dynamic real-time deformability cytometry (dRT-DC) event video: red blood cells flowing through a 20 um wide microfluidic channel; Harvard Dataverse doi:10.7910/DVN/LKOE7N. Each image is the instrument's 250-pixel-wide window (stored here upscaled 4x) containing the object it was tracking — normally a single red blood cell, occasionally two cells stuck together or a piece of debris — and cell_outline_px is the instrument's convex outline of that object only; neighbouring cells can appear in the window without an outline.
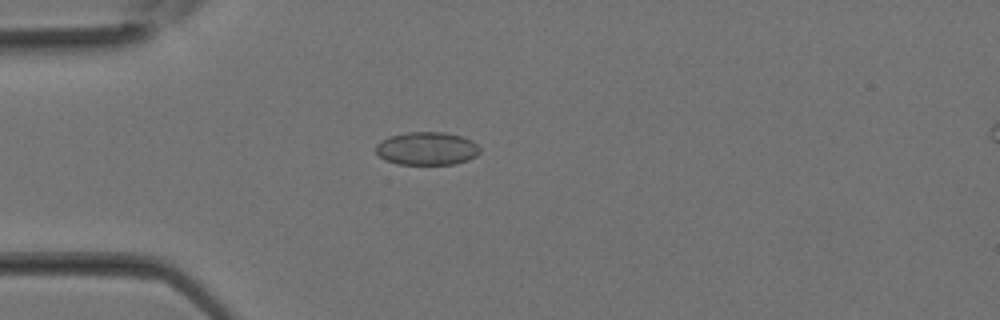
{"species": "Egyptian fruit bat (a non-hibernating species)", "species_latin": "Rousettus aegyptiacus", "temperature_condition": "room temperature", "stored_images_in_passage": 12, "camera_frame_rate_fps": 3000, "um_per_image_px": 0.085, "animal": {"sex": "female"}, "frame": {"image": 1, "passage_image": 7, "time_ms": 2.0, "image_size_px": [1000, 320], "cell_outline_px": [[480, 152], [476, 156], [468, 160], [456, 164], [396, 164], [384, 160], [376, 152], [376, 144], [380, 140], [392, 136], [408, 132], [444, 132], [460, 136], [472, 140], [480, 148]], "centroid_in_image_um": [36.28, 12.63], "position_along_channel_um": 48.7, "area_um2": 20.11}}
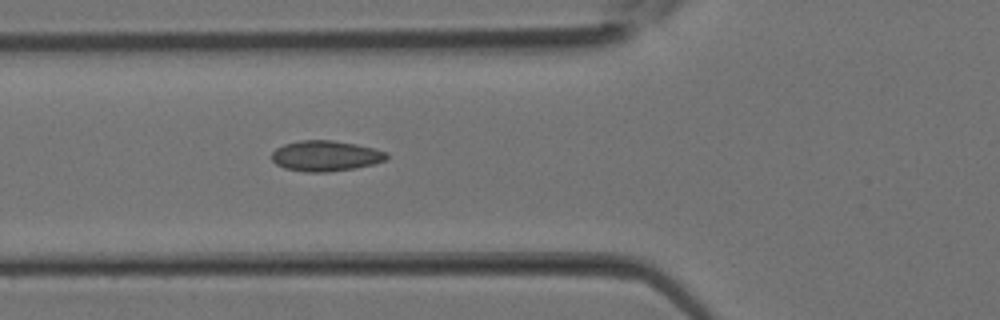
{"frame": {"image": 2, "passage_image": 10, "time_ms": 3.0, "image_size_px": [1000, 320], "cell_outline_px": [[388, 156], [384, 160], [372, 164], [356, 168], [328, 172], [304, 172], [284, 168], [276, 164], [272, 160], [272, 152], [276, 148], [284, 144], [300, 140], [332, 140], [356, 144], [388, 152]], "centroid_in_image_um": [27.65, 13.25], "position_along_channel_um": 98.1, "area_um2": 20.46}}
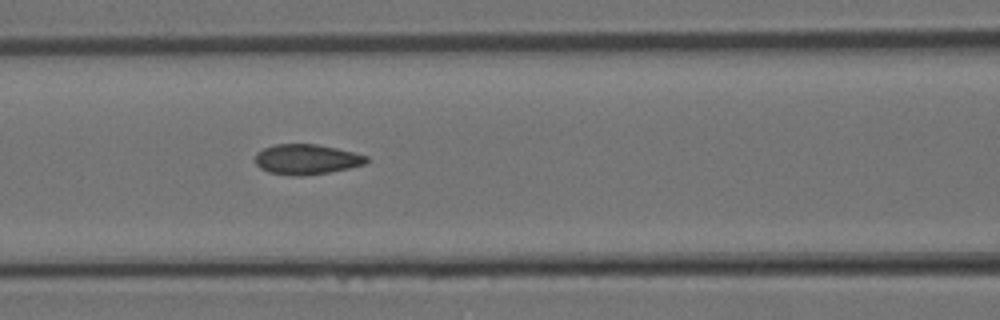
{"frame": {"image": 3, "passage_image": 12, "time_ms": 3.667, "image_size_px": [1000, 320], "cell_outline_px": [[368, 160], [364, 164], [348, 168], [328, 172], [300, 176], [292, 176], [268, 172], [260, 168], [256, 164], [256, 152], [264, 148], [276, 144], [316, 144], [336, 148], [368, 156]], "centroid_in_image_um": [26.03, 13.54], "position_along_channel_um": 140.6, "area_um2": 19.42}}